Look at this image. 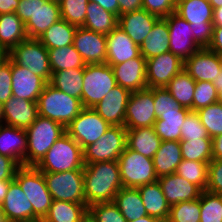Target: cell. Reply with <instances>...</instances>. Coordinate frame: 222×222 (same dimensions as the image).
<instances>
[{
    "label": "cell",
    "mask_w": 222,
    "mask_h": 222,
    "mask_svg": "<svg viewBox=\"0 0 222 222\" xmlns=\"http://www.w3.org/2000/svg\"><path fill=\"white\" fill-rule=\"evenodd\" d=\"M84 196L87 207L96 203L113 202L123 188L118 161L85 164Z\"/></svg>",
    "instance_id": "cell-1"
},
{
    "label": "cell",
    "mask_w": 222,
    "mask_h": 222,
    "mask_svg": "<svg viewBox=\"0 0 222 222\" xmlns=\"http://www.w3.org/2000/svg\"><path fill=\"white\" fill-rule=\"evenodd\" d=\"M84 165L82 147L65 132L35 167L43 173H58L83 170Z\"/></svg>",
    "instance_id": "cell-2"
},
{
    "label": "cell",
    "mask_w": 222,
    "mask_h": 222,
    "mask_svg": "<svg viewBox=\"0 0 222 222\" xmlns=\"http://www.w3.org/2000/svg\"><path fill=\"white\" fill-rule=\"evenodd\" d=\"M38 115L61 123L65 128L80 114L84 108L80 99L46 84L39 95Z\"/></svg>",
    "instance_id": "cell-3"
},
{
    "label": "cell",
    "mask_w": 222,
    "mask_h": 222,
    "mask_svg": "<svg viewBox=\"0 0 222 222\" xmlns=\"http://www.w3.org/2000/svg\"><path fill=\"white\" fill-rule=\"evenodd\" d=\"M65 132L61 123L38 115L26 129L28 144L25 166H36Z\"/></svg>",
    "instance_id": "cell-4"
},
{
    "label": "cell",
    "mask_w": 222,
    "mask_h": 222,
    "mask_svg": "<svg viewBox=\"0 0 222 222\" xmlns=\"http://www.w3.org/2000/svg\"><path fill=\"white\" fill-rule=\"evenodd\" d=\"M175 12L190 24L194 41L201 48H208L214 31L213 7L209 1L177 0Z\"/></svg>",
    "instance_id": "cell-5"
},
{
    "label": "cell",
    "mask_w": 222,
    "mask_h": 222,
    "mask_svg": "<svg viewBox=\"0 0 222 222\" xmlns=\"http://www.w3.org/2000/svg\"><path fill=\"white\" fill-rule=\"evenodd\" d=\"M14 180L33 206L34 220H43L52 203L43 172L35 166H20L16 170Z\"/></svg>",
    "instance_id": "cell-6"
},
{
    "label": "cell",
    "mask_w": 222,
    "mask_h": 222,
    "mask_svg": "<svg viewBox=\"0 0 222 222\" xmlns=\"http://www.w3.org/2000/svg\"><path fill=\"white\" fill-rule=\"evenodd\" d=\"M116 86L117 82L109 64H86L82 88L83 107L94 108Z\"/></svg>",
    "instance_id": "cell-7"
},
{
    "label": "cell",
    "mask_w": 222,
    "mask_h": 222,
    "mask_svg": "<svg viewBox=\"0 0 222 222\" xmlns=\"http://www.w3.org/2000/svg\"><path fill=\"white\" fill-rule=\"evenodd\" d=\"M120 178L123 187L138 188L158 180L153 159L129 149L127 146L118 158Z\"/></svg>",
    "instance_id": "cell-8"
},
{
    "label": "cell",
    "mask_w": 222,
    "mask_h": 222,
    "mask_svg": "<svg viewBox=\"0 0 222 222\" xmlns=\"http://www.w3.org/2000/svg\"><path fill=\"white\" fill-rule=\"evenodd\" d=\"M127 146V129L124 126H110L93 144L83 149L84 164L118 161Z\"/></svg>",
    "instance_id": "cell-9"
},
{
    "label": "cell",
    "mask_w": 222,
    "mask_h": 222,
    "mask_svg": "<svg viewBox=\"0 0 222 222\" xmlns=\"http://www.w3.org/2000/svg\"><path fill=\"white\" fill-rule=\"evenodd\" d=\"M9 58L16 64L28 68L32 73L50 82L52 70L48 49L38 40L27 38L9 52Z\"/></svg>",
    "instance_id": "cell-10"
},
{
    "label": "cell",
    "mask_w": 222,
    "mask_h": 222,
    "mask_svg": "<svg viewBox=\"0 0 222 222\" xmlns=\"http://www.w3.org/2000/svg\"><path fill=\"white\" fill-rule=\"evenodd\" d=\"M52 200L86 204L83 170L43 173Z\"/></svg>",
    "instance_id": "cell-11"
},
{
    "label": "cell",
    "mask_w": 222,
    "mask_h": 222,
    "mask_svg": "<svg viewBox=\"0 0 222 222\" xmlns=\"http://www.w3.org/2000/svg\"><path fill=\"white\" fill-rule=\"evenodd\" d=\"M110 126L93 108H83L65 129L66 133L84 149L98 141Z\"/></svg>",
    "instance_id": "cell-12"
},
{
    "label": "cell",
    "mask_w": 222,
    "mask_h": 222,
    "mask_svg": "<svg viewBox=\"0 0 222 222\" xmlns=\"http://www.w3.org/2000/svg\"><path fill=\"white\" fill-rule=\"evenodd\" d=\"M156 120L153 88L132 92L126 107L124 127H152Z\"/></svg>",
    "instance_id": "cell-13"
},
{
    "label": "cell",
    "mask_w": 222,
    "mask_h": 222,
    "mask_svg": "<svg viewBox=\"0 0 222 222\" xmlns=\"http://www.w3.org/2000/svg\"><path fill=\"white\" fill-rule=\"evenodd\" d=\"M169 28V49L185 61L201 47L194 41L190 24L176 12L165 17Z\"/></svg>",
    "instance_id": "cell-14"
},
{
    "label": "cell",
    "mask_w": 222,
    "mask_h": 222,
    "mask_svg": "<svg viewBox=\"0 0 222 222\" xmlns=\"http://www.w3.org/2000/svg\"><path fill=\"white\" fill-rule=\"evenodd\" d=\"M184 69V61L172 52L163 53L146 60L148 88H164Z\"/></svg>",
    "instance_id": "cell-15"
},
{
    "label": "cell",
    "mask_w": 222,
    "mask_h": 222,
    "mask_svg": "<svg viewBox=\"0 0 222 222\" xmlns=\"http://www.w3.org/2000/svg\"><path fill=\"white\" fill-rule=\"evenodd\" d=\"M184 70L196 82H213L222 70V57L208 48H201L184 61Z\"/></svg>",
    "instance_id": "cell-16"
},
{
    "label": "cell",
    "mask_w": 222,
    "mask_h": 222,
    "mask_svg": "<svg viewBox=\"0 0 222 222\" xmlns=\"http://www.w3.org/2000/svg\"><path fill=\"white\" fill-rule=\"evenodd\" d=\"M73 46L80 53L86 64L106 63V35L77 27Z\"/></svg>",
    "instance_id": "cell-17"
},
{
    "label": "cell",
    "mask_w": 222,
    "mask_h": 222,
    "mask_svg": "<svg viewBox=\"0 0 222 222\" xmlns=\"http://www.w3.org/2000/svg\"><path fill=\"white\" fill-rule=\"evenodd\" d=\"M131 91L117 85L93 108L111 126H124Z\"/></svg>",
    "instance_id": "cell-18"
},
{
    "label": "cell",
    "mask_w": 222,
    "mask_h": 222,
    "mask_svg": "<svg viewBox=\"0 0 222 222\" xmlns=\"http://www.w3.org/2000/svg\"><path fill=\"white\" fill-rule=\"evenodd\" d=\"M12 95L19 99L37 102L47 82L32 73L28 68L19 66L11 60Z\"/></svg>",
    "instance_id": "cell-19"
},
{
    "label": "cell",
    "mask_w": 222,
    "mask_h": 222,
    "mask_svg": "<svg viewBox=\"0 0 222 222\" xmlns=\"http://www.w3.org/2000/svg\"><path fill=\"white\" fill-rule=\"evenodd\" d=\"M110 66L112 67L117 85L131 92L148 88L146 82V59L142 55Z\"/></svg>",
    "instance_id": "cell-20"
},
{
    "label": "cell",
    "mask_w": 222,
    "mask_h": 222,
    "mask_svg": "<svg viewBox=\"0 0 222 222\" xmlns=\"http://www.w3.org/2000/svg\"><path fill=\"white\" fill-rule=\"evenodd\" d=\"M37 116V102L12 96L2 105V120L6 125L26 130Z\"/></svg>",
    "instance_id": "cell-21"
},
{
    "label": "cell",
    "mask_w": 222,
    "mask_h": 222,
    "mask_svg": "<svg viewBox=\"0 0 222 222\" xmlns=\"http://www.w3.org/2000/svg\"><path fill=\"white\" fill-rule=\"evenodd\" d=\"M60 19L59 3L49 0H35L34 13L24 24L27 37L38 39L52 24Z\"/></svg>",
    "instance_id": "cell-22"
},
{
    "label": "cell",
    "mask_w": 222,
    "mask_h": 222,
    "mask_svg": "<svg viewBox=\"0 0 222 222\" xmlns=\"http://www.w3.org/2000/svg\"><path fill=\"white\" fill-rule=\"evenodd\" d=\"M106 63L116 65L141 55L140 46L118 26L106 35Z\"/></svg>",
    "instance_id": "cell-23"
},
{
    "label": "cell",
    "mask_w": 222,
    "mask_h": 222,
    "mask_svg": "<svg viewBox=\"0 0 222 222\" xmlns=\"http://www.w3.org/2000/svg\"><path fill=\"white\" fill-rule=\"evenodd\" d=\"M167 203L172 206L179 202L191 201L200 198L202 189L187 181L177 173L158 178Z\"/></svg>",
    "instance_id": "cell-24"
},
{
    "label": "cell",
    "mask_w": 222,
    "mask_h": 222,
    "mask_svg": "<svg viewBox=\"0 0 222 222\" xmlns=\"http://www.w3.org/2000/svg\"><path fill=\"white\" fill-rule=\"evenodd\" d=\"M1 205L7 222L34 220L33 206L15 180L10 183L7 195Z\"/></svg>",
    "instance_id": "cell-25"
},
{
    "label": "cell",
    "mask_w": 222,
    "mask_h": 222,
    "mask_svg": "<svg viewBox=\"0 0 222 222\" xmlns=\"http://www.w3.org/2000/svg\"><path fill=\"white\" fill-rule=\"evenodd\" d=\"M159 17L140 9L118 16V27L121 28L132 41L140 46L152 30Z\"/></svg>",
    "instance_id": "cell-26"
},
{
    "label": "cell",
    "mask_w": 222,
    "mask_h": 222,
    "mask_svg": "<svg viewBox=\"0 0 222 222\" xmlns=\"http://www.w3.org/2000/svg\"><path fill=\"white\" fill-rule=\"evenodd\" d=\"M25 129L0 124V154L12 158L19 166H25L27 151Z\"/></svg>",
    "instance_id": "cell-27"
},
{
    "label": "cell",
    "mask_w": 222,
    "mask_h": 222,
    "mask_svg": "<svg viewBox=\"0 0 222 222\" xmlns=\"http://www.w3.org/2000/svg\"><path fill=\"white\" fill-rule=\"evenodd\" d=\"M141 195L147 215L167 222L170 205L167 203L158 181L137 188Z\"/></svg>",
    "instance_id": "cell-28"
},
{
    "label": "cell",
    "mask_w": 222,
    "mask_h": 222,
    "mask_svg": "<svg viewBox=\"0 0 222 222\" xmlns=\"http://www.w3.org/2000/svg\"><path fill=\"white\" fill-rule=\"evenodd\" d=\"M152 159L158 178L175 173L183 159L180 141H162Z\"/></svg>",
    "instance_id": "cell-29"
},
{
    "label": "cell",
    "mask_w": 222,
    "mask_h": 222,
    "mask_svg": "<svg viewBox=\"0 0 222 222\" xmlns=\"http://www.w3.org/2000/svg\"><path fill=\"white\" fill-rule=\"evenodd\" d=\"M27 38L25 25L15 12L0 14V49L10 52Z\"/></svg>",
    "instance_id": "cell-30"
},
{
    "label": "cell",
    "mask_w": 222,
    "mask_h": 222,
    "mask_svg": "<svg viewBox=\"0 0 222 222\" xmlns=\"http://www.w3.org/2000/svg\"><path fill=\"white\" fill-rule=\"evenodd\" d=\"M167 52H170L169 28L166 19L159 18L140 45V53L147 60Z\"/></svg>",
    "instance_id": "cell-31"
},
{
    "label": "cell",
    "mask_w": 222,
    "mask_h": 222,
    "mask_svg": "<svg viewBox=\"0 0 222 222\" xmlns=\"http://www.w3.org/2000/svg\"><path fill=\"white\" fill-rule=\"evenodd\" d=\"M161 142L153 126L127 129V147L150 159L158 151Z\"/></svg>",
    "instance_id": "cell-32"
},
{
    "label": "cell",
    "mask_w": 222,
    "mask_h": 222,
    "mask_svg": "<svg viewBox=\"0 0 222 222\" xmlns=\"http://www.w3.org/2000/svg\"><path fill=\"white\" fill-rule=\"evenodd\" d=\"M191 110L163 112L155 121L153 128L162 141H181V126Z\"/></svg>",
    "instance_id": "cell-33"
},
{
    "label": "cell",
    "mask_w": 222,
    "mask_h": 222,
    "mask_svg": "<svg viewBox=\"0 0 222 222\" xmlns=\"http://www.w3.org/2000/svg\"><path fill=\"white\" fill-rule=\"evenodd\" d=\"M113 202L128 222L147 215L137 188H121L115 195Z\"/></svg>",
    "instance_id": "cell-34"
},
{
    "label": "cell",
    "mask_w": 222,
    "mask_h": 222,
    "mask_svg": "<svg viewBox=\"0 0 222 222\" xmlns=\"http://www.w3.org/2000/svg\"><path fill=\"white\" fill-rule=\"evenodd\" d=\"M86 12V19L82 27L88 30L108 35L118 26V16L94 2L88 3Z\"/></svg>",
    "instance_id": "cell-35"
},
{
    "label": "cell",
    "mask_w": 222,
    "mask_h": 222,
    "mask_svg": "<svg viewBox=\"0 0 222 222\" xmlns=\"http://www.w3.org/2000/svg\"><path fill=\"white\" fill-rule=\"evenodd\" d=\"M84 68H73L52 73L50 84L82 102Z\"/></svg>",
    "instance_id": "cell-36"
},
{
    "label": "cell",
    "mask_w": 222,
    "mask_h": 222,
    "mask_svg": "<svg viewBox=\"0 0 222 222\" xmlns=\"http://www.w3.org/2000/svg\"><path fill=\"white\" fill-rule=\"evenodd\" d=\"M196 81L182 69L165 87L181 107L193 111Z\"/></svg>",
    "instance_id": "cell-37"
},
{
    "label": "cell",
    "mask_w": 222,
    "mask_h": 222,
    "mask_svg": "<svg viewBox=\"0 0 222 222\" xmlns=\"http://www.w3.org/2000/svg\"><path fill=\"white\" fill-rule=\"evenodd\" d=\"M77 26L60 19L52 24L38 40L47 48L55 49L73 44Z\"/></svg>",
    "instance_id": "cell-38"
},
{
    "label": "cell",
    "mask_w": 222,
    "mask_h": 222,
    "mask_svg": "<svg viewBox=\"0 0 222 222\" xmlns=\"http://www.w3.org/2000/svg\"><path fill=\"white\" fill-rule=\"evenodd\" d=\"M86 204L52 200L51 206L42 222H80L87 211Z\"/></svg>",
    "instance_id": "cell-39"
},
{
    "label": "cell",
    "mask_w": 222,
    "mask_h": 222,
    "mask_svg": "<svg viewBox=\"0 0 222 222\" xmlns=\"http://www.w3.org/2000/svg\"><path fill=\"white\" fill-rule=\"evenodd\" d=\"M48 55L52 73L73 68H84L86 66V63L73 44L61 48L48 49Z\"/></svg>",
    "instance_id": "cell-40"
},
{
    "label": "cell",
    "mask_w": 222,
    "mask_h": 222,
    "mask_svg": "<svg viewBox=\"0 0 222 222\" xmlns=\"http://www.w3.org/2000/svg\"><path fill=\"white\" fill-rule=\"evenodd\" d=\"M182 158L190 161L210 162L213 159L212 139L180 141Z\"/></svg>",
    "instance_id": "cell-41"
},
{
    "label": "cell",
    "mask_w": 222,
    "mask_h": 222,
    "mask_svg": "<svg viewBox=\"0 0 222 222\" xmlns=\"http://www.w3.org/2000/svg\"><path fill=\"white\" fill-rule=\"evenodd\" d=\"M208 164L209 162L182 159L175 173L190 183L199 186L202 190H206L208 184Z\"/></svg>",
    "instance_id": "cell-42"
},
{
    "label": "cell",
    "mask_w": 222,
    "mask_h": 222,
    "mask_svg": "<svg viewBox=\"0 0 222 222\" xmlns=\"http://www.w3.org/2000/svg\"><path fill=\"white\" fill-rule=\"evenodd\" d=\"M200 222H222V196L203 190L200 196Z\"/></svg>",
    "instance_id": "cell-43"
},
{
    "label": "cell",
    "mask_w": 222,
    "mask_h": 222,
    "mask_svg": "<svg viewBox=\"0 0 222 222\" xmlns=\"http://www.w3.org/2000/svg\"><path fill=\"white\" fill-rule=\"evenodd\" d=\"M212 139L222 135V104L216 102L196 111Z\"/></svg>",
    "instance_id": "cell-44"
},
{
    "label": "cell",
    "mask_w": 222,
    "mask_h": 222,
    "mask_svg": "<svg viewBox=\"0 0 222 222\" xmlns=\"http://www.w3.org/2000/svg\"><path fill=\"white\" fill-rule=\"evenodd\" d=\"M200 198L170 206L167 222H200Z\"/></svg>",
    "instance_id": "cell-45"
},
{
    "label": "cell",
    "mask_w": 222,
    "mask_h": 222,
    "mask_svg": "<svg viewBox=\"0 0 222 222\" xmlns=\"http://www.w3.org/2000/svg\"><path fill=\"white\" fill-rule=\"evenodd\" d=\"M89 0H61L59 2L61 19L69 24L82 27L86 19Z\"/></svg>",
    "instance_id": "cell-46"
},
{
    "label": "cell",
    "mask_w": 222,
    "mask_h": 222,
    "mask_svg": "<svg viewBox=\"0 0 222 222\" xmlns=\"http://www.w3.org/2000/svg\"><path fill=\"white\" fill-rule=\"evenodd\" d=\"M190 139H212L209 137L206 128L201 124L196 111H190L181 126V141Z\"/></svg>",
    "instance_id": "cell-47"
},
{
    "label": "cell",
    "mask_w": 222,
    "mask_h": 222,
    "mask_svg": "<svg viewBox=\"0 0 222 222\" xmlns=\"http://www.w3.org/2000/svg\"><path fill=\"white\" fill-rule=\"evenodd\" d=\"M217 97L218 91L212 82H196L193 97V111H198L201 108L216 103Z\"/></svg>",
    "instance_id": "cell-48"
},
{
    "label": "cell",
    "mask_w": 222,
    "mask_h": 222,
    "mask_svg": "<svg viewBox=\"0 0 222 222\" xmlns=\"http://www.w3.org/2000/svg\"><path fill=\"white\" fill-rule=\"evenodd\" d=\"M153 100L156 119H158L163 112L180 111L183 108L165 87L153 88Z\"/></svg>",
    "instance_id": "cell-49"
},
{
    "label": "cell",
    "mask_w": 222,
    "mask_h": 222,
    "mask_svg": "<svg viewBox=\"0 0 222 222\" xmlns=\"http://www.w3.org/2000/svg\"><path fill=\"white\" fill-rule=\"evenodd\" d=\"M88 209L97 218L98 222H128L114 202L96 203Z\"/></svg>",
    "instance_id": "cell-50"
},
{
    "label": "cell",
    "mask_w": 222,
    "mask_h": 222,
    "mask_svg": "<svg viewBox=\"0 0 222 222\" xmlns=\"http://www.w3.org/2000/svg\"><path fill=\"white\" fill-rule=\"evenodd\" d=\"M177 0H142L143 9L159 18H165L176 10Z\"/></svg>",
    "instance_id": "cell-51"
},
{
    "label": "cell",
    "mask_w": 222,
    "mask_h": 222,
    "mask_svg": "<svg viewBox=\"0 0 222 222\" xmlns=\"http://www.w3.org/2000/svg\"><path fill=\"white\" fill-rule=\"evenodd\" d=\"M206 190L222 196V160L212 159L208 164Z\"/></svg>",
    "instance_id": "cell-52"
},
{
    "label": "cell",
    "mask_w": 222,
    "mask_h": 222,
    "mask_svg": "<svg viewBox=\"0 0 222 222\" xmlns=\"http://www.w3.org/2000/svg\"><path fill=\"white\" fill-rule=\"evenodd\" d=\"M11 59L0 69V105L12 97Z\"/></svg>",
    "instance_id": "cell-53"
},
{
    "label": "cell",
    "mask_w": 222,
    "mask_h": 222,
    "mask_svg": "<svg viewBox=\"0 0 222 222\" xmlns=\"http://www.w3.org/2000/svg\"><path fill=\"white\" fill-rule=\"evenodd\" d=\"M19 167L12 158L0 154V180H14Z\"/></svg>",
    "instance_id": "cell-54"
},
{
    "label": "cell",
    "mask_w": 222,
    "mask_h": 222,
    "mask_svg": "<svg viewBox=\"0 0 222 222\" xmlns=\"http://www.w3.org/2000/svg\"><path fill=\"white\" fill-rule=\"evenodd\" d=\"M35 9V0H20L15 13L25 24L33 15Z\"/></svg>",
    "instance_id": "cell-55"
},
{
    "label": "cell",
    "mask_w": 222,
    "mask_h": 222,
    "mask_svg": "<svg viewBox=\"0 0 222 222\" xmlns=\"http://www.w3.org/2000/svg\"><path fill=\"white\" fill-rule=\"evenodd\" d=\"M208 49L222 55V26H214L213 36Z\"/></svg>",
    "instance_id": "cell-56"
},
{
    "label": "cell",
    "mask_w": 222,
    "mask_h": 222,
    "mask_svg": "<svg viewBox=\"0 0 222 222\" xmlns=\"http://www.w3.org/2000/svg\"><path fill=\"white\" fill-rule=\"evenodd\" d=\"M119 15L140 10L143 8L142 0H118Z\"/></svg>",
    "instance_id": "cell-57"
},
{
    "label": "cell",
    "mask_w": 222,
    "mask_h": 222,
    "mask_svg": "<svg viewBox=\"0 0 222 222\" xmlns=\"http://www.w3.org/2000/svg\"><path fill=\"white\" fill-rule=\"evenodd\" d=\"M89 2H94L105 10L110 11L113 14L119 16L118 0H89Z\"/></svg>",
    "instance_id": "cell-58"
},
{
    "label": "cell",
    "mask_w": 222,
    "mask_h": 222,
    "mask_svg": "<svg viewBox=\"0 0 222 222\" xmlns=\"http://www.w3.org/2000/svg\"><path fill=\"white\" fill-rule=\"evenodd\" d=\"M20 0H0V14L13 13L17 9Z\"/></svg>",
    "instance_id": "cell-59"
},
{
    "label": "cell",
    "mask_w": 222,
    "mask_h": 222,
    "mask_svg": "<svg viewBox=\"0 0 222 222\" xmlns=\"http://www.w3.org/2000/svg\"><path fill=\"white\" fill-rule=\"evenodd\" d=\"M212 145H213V159L222 160V135L213 138Z\"/></svg>",
    "instance_id": "cell-60"
},
{
    "label": "cell",
    "mask_w": 222,
    "mask_h": 222,
    "mask_svg": "<svg viewBox=\"0 0 222 222\" xmlns=\"http://www.w3.org/2000/svg\"><path fill=\"white\" fill-rule=\"evenodd\" d=\"M12 181L13 180H0V204L4 201Z\"/></svg>",
    "instance_id": "cell-61"
},
{
    "label": "cell",
    "mask_w": 222,
    "mask_h": 222,
    "mask_svg": "<svg viewBox=\"0 0 222 222\" xmlns=\"http://www.w3.org/2000/svg\"><path fill=\"white\" fill-rule=\"evenodd\" d=\"M218 91L217 102L222 104V70L217 79L212 82Z\"/></svg>",
    "instance_id": "cell-62"
},
{
    "label": "cell",
    "mask_w": 222,
    "mask_h": 222,
    "mask_svg": "<svg viewBox=\"0 0 222 222\" xmlns=\"http://www.w3.org/2000/svg\"><path fill=\"white\" fill-rule=\"evenodd\" d=\"M214 26H222V6L213 9Z\"/></svg>",
    "instance_id": "cell-63"
},
{
    "label": "cell",
    "mask_w": 222,
    "mask_h": 222,
    "mask_svg": "<svg viewBox=\"0 0 222 222\" xmlns=\"http://www.w3.org/2000/svg\"><path fill=\"white\" fill-rule=\"evenodd\" d=\"M80 222H98L93 213L87 209V211L81 216Z\"/></svg>",
    "instance_id": "cell-64"
},
{
    "label": "cell",
    "mask_w": 222,
    "mask_h": 222,
    "mask_svg": "<svg viewBox=\"0 0 222 222\" xmlns=\"http://www.w3.org/2000/svg\"><path fill=\"white\" fill-rule=\"evenodd\" d=\"M130 222H163V221H161V220L158 219V218H155V217H151V216H149V215H146V216H144V217L139 218L138 220L135 219V220L130 221Z\"/></svg>",
    "instance_id": "cell-65"
},
{
    "label": "cell",
    "mask_w": 222,
    "mask_h": 222,
    "mask_svg": "<svg viewBox=\"0 0 222 222\" xmlns=\"http://www.w3.org/2000/svg\"><path fill=\"white\" fill-rule=\"evenodd\" d=\"M9 59V52L0 49V69L4 66V64L8 61Z\"/></svg>",
    "instance_id": "cell-66"
},
{
    "label": "cell",
    "mask_w": 222,
    "mask_h": 222,
    "mask_svg": "<svg viewBox=\"0 0 222 222\" xmlns=\"http://www.w3.org/2000/svg\"><path fill=\"white\" fill-rule=\"evenodd\" d=\"M208 1L212 5L213 9L222 6V0H208Z\"/></svg>",
    "instance_id": "cell-67"
},
{
    "label": "cell",
    "mask_w": 222,
    "mask_h": 222,
    "mask_svg": "<svg viewBox=\"0 0 222 222\" xmlns=\"http://www.w3.org/2000/svg\"><path fill=\"white\" fill-rule=\"evenodd\" d=\"M0 222H7L6 217L4 215V211L2 209V205L0 204Z\"/></svg>",
    "instance_id": "cell-68"
},
{
    "label": "cell",
    "mask_w": 222,
    "mask_h": 222,
    "mask_svg": "<svg viewBox=\"0 0 222 222\" xmlns=\"http://www.w3.org/2000/svg\"><path fill=\"white\" fill-rule=\"evenodd\" d=\"M3 123V120H2V105H0V124Z\"/></svg>",
    "instance_id": "cell-69"
},
{
    "label": "cell",
    "mask_w": 222,
    "mask_h": 222,
    "mask_svg": "<svg viewBox=\"0 0 222 222\" xmlns=\"http://www.w3.org/2000/svg\"><path fill=\"white\" fill-rule=\"evenodd\" d=\"M22 222H42V220H31V221H22Z\"/></svg>",
    "instance_id": "cell-70"
},
{
    "label": "cell",
    "mask_w": 222,
    "mask_h": 222,
    "mask_svg": "<svg viewBox=\"0 0 222 222\" xmlns=\"http://www.w3.org/2000/svg\"><path fill=\"white\" fill-rule=\"evenodd\" d=\"M49 1H53V2L59 3L61 0H49Z\"/></svg>",
    "instance_id": "cell-71"
}]
</instances>
